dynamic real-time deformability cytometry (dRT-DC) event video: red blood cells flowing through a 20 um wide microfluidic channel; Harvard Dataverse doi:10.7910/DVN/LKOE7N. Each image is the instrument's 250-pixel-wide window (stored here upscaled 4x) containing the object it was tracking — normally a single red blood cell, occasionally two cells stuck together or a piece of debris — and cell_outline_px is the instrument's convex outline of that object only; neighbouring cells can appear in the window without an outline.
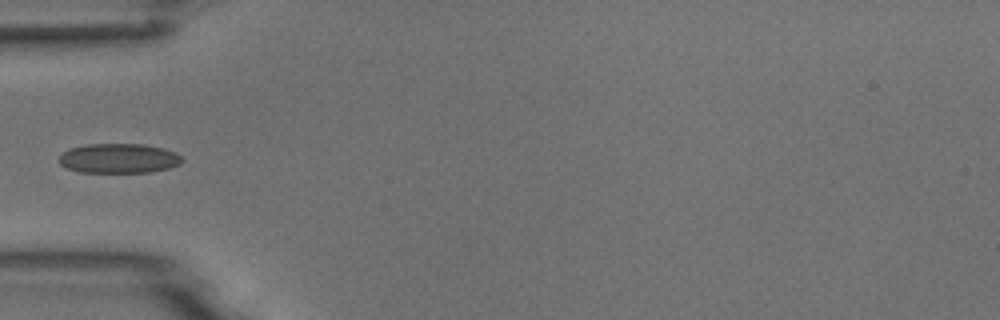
{"species": "common noctule bat (a hibernating species)", "species_latin": "Nyctalus noctula", "temperature_condition": "room temperature", "stored_images_in_passage": 2, "camera_frame_rate_fps": 3000, "um_per_image_px": 0.085, "animal": {"sex": "male", "body_mass_g": 18.8}, "frame": {"image": 1, "passage_image": 1, "time_ms": 0.0, "image_size_px": [1000, 320], "cell_outline_px": [[184, 160], [180, 164], [168, 168], [148, 172], [80, 172], [68, 168], [60, 164], [60, 156], [68, 148], [88, 144], [144, 144], [164, 148], [176, 152]], "centroid_in_image_um": [10.12, 13.45], "position_along_channel_um": 74.9, "area_um2": 21.21}}